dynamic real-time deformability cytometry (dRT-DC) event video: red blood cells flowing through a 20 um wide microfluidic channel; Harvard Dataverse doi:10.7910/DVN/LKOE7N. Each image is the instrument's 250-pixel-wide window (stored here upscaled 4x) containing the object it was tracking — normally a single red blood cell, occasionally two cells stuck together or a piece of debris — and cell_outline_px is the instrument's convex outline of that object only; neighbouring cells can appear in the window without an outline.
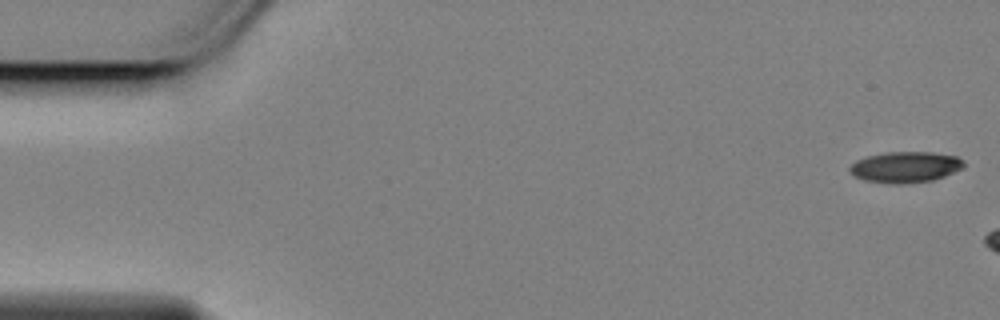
{"species": "Egyptian fruit bat (a non-hibernating species)", "species_latin": "Rousettus aegyptiacus", "temperature_condition": "cold", "stored_images_in_passage": 7, "camera_frame_rate_fps": 3000, "um_per_image_px": 0.085, "animal": {"sex": "female"}, "frame": {"image": 1, "passage_image": 1, "time_ms": 0.0, "image_size_px": [1000, 320], "cell_outline_px": [[964, 168], [944, 176], [932, 180], [908, 184], [888, 184], [864, 180], [856, 176], [848, 168], [856, 160], [868, 156], [888, 152], [932, 152], [956, 156], [964, 164]], "centroid_in_image_um": [76.96, 14.21], "position_along_channel_um": 8.0, "area_um2": 20.52}}